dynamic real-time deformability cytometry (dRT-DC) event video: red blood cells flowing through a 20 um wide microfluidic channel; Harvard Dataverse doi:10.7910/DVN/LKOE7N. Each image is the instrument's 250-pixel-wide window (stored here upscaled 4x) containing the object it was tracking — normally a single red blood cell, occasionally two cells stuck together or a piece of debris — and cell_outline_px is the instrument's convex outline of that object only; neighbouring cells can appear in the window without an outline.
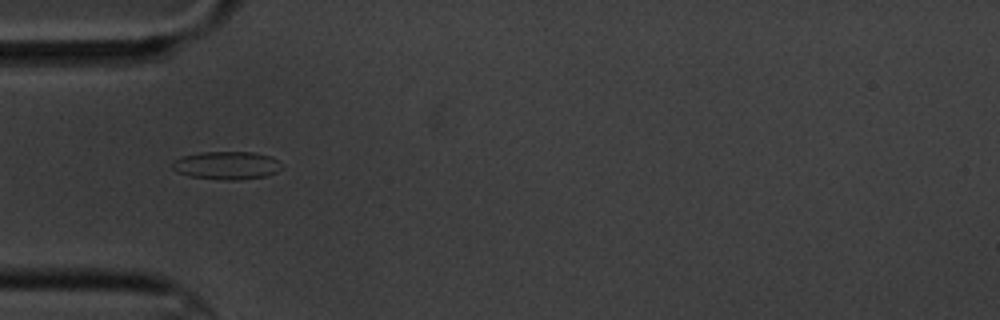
{"species": "common noctule bat (a hibernating species)", "species_latin": "Nyctalus noctula", "temperature_condition": "cold", "stored_images_in_passage": 5, "camera_frame_rate_fps": 3000, "um_per_image_px": 0.085, "animal": {"sex": "male", "body_mass_g": 20.1, "forearm_length_mm": 53.5}, "frame": {"image": 1, "passage_image": 4, "time_ms": 3.667, "image_size_px": [1000, 320], "cell_outline_px": [[284, 168], [276, 172], [264, 176], [240, 180], [224, 180], [188, 176], [176, 172], [172, 168], [172, 160], [184, 156], [200, 152], [252, 152], [272, 156], [284, 164]], "centroid_in_image_um": [19.29, 14.06], "position_along_channel_um": 65.7, "area_um2": 18.15}}